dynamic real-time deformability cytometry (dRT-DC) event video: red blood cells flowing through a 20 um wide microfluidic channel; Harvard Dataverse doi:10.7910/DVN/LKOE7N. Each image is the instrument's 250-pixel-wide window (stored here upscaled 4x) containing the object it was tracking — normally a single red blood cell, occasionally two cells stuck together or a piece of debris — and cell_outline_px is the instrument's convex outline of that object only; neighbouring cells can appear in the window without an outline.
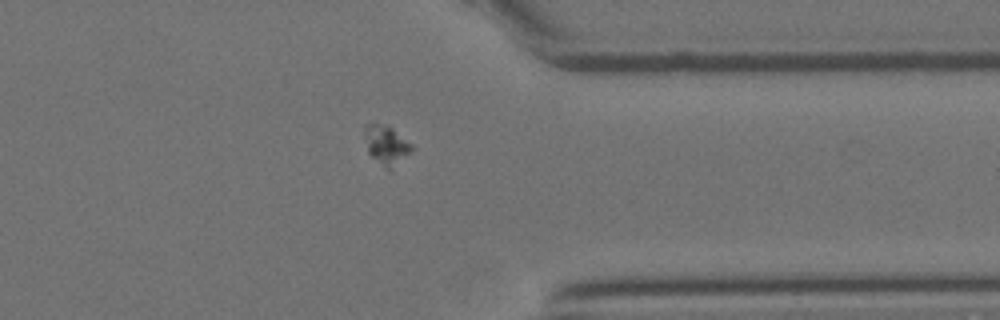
{"species": "Egyptian fruit bat (a non-hibernating species)", "species_latin": "Rousettus aegyptiacus", "temperature_condition": "room temperature", "stored_images_in_passage": 22, "camera_frame_rate_fps": 3000, "um_per_image_px": 0.085, "animal": {"sex": "female"}, "frame": {"image": 1, "passage_image": 17, "time_ms": 5.333, "image_size_px": [1000, 320], "cell_outline_px": [[416, 148], [392, 172], [372, 156], [368, 152], [364, 132], [364, 128], [368, 124], [388, 124], [412, 144]], "centroid_in_image_um": [32.91, 12.34], "position_along_channel_um": 378.5, "area_um2": 10.98}}
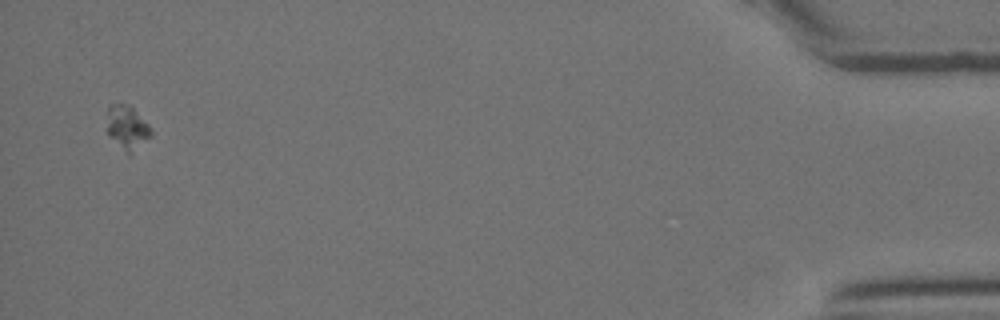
{"frame": {"image": 2, "passage_image": 22, "time_ms": 7.0, "image_size_px": [1000, 320], "cell_outline_px": [[152, 136], [128, 152], [108, 136], [108, 104], [124, 104], [132, 108], [148, 124], [152, 132]], "centroid_in_image_um": [10.79, 10.78], "position_along_channel_um": 424.4, "area_um2": 10.52}}